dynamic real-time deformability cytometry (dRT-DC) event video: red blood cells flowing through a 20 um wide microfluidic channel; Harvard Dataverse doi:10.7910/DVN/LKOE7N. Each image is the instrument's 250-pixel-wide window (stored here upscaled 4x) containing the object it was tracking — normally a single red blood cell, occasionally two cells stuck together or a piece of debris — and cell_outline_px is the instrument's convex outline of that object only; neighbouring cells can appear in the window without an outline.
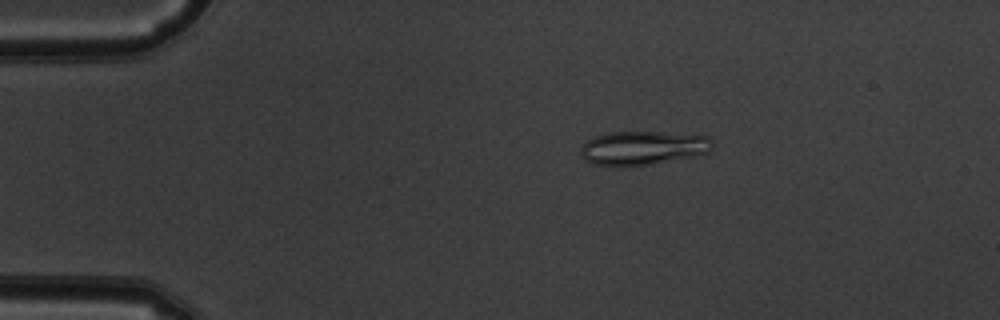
{"species": "common noctule bat (a hibernating species)", "species_latin": "Nyctalus noctula", "temperature_condition": "warm", "stored_images_in_passage": 43, "camera_frame_rate_fps": 3000, "um_per_image_px": 0.085, "animal": {"sex": "male", "body_mass_g": 19.5, "forearm_length_mm": 54.6}, "frame": {"image": 1, "passage_image": 2, "time_ms": 0.333, "image_size_px": [1000, 320], "cell_outline_px": [[712, 144], [708, 152], [648, 164], [592, 164], [584, 160], [580, 152], [580, 148], [588, 140], [596, 136], [608, 132], [660, 132], [708, 136], [712, 140]], "centroid_in_image_um": [54.6, 12.54], "position_along_channel_um": 30.4, "area_um2": 25.03}}
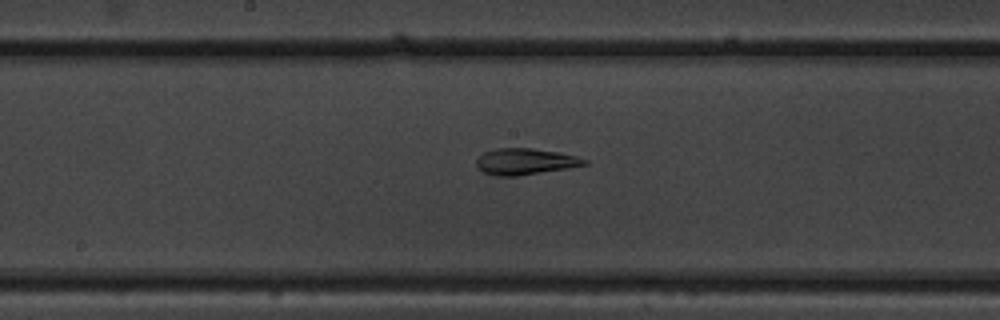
{"frame": {"image": 2, "passage_image": 19, "time_ms": 6.0, "image_size_px": [1000, 320], "cell_outline_px": [[588, 164], [568, 168], [516, 176], [496, 176], [484, 172], [476, 164], [476, 160], [484, 152], [496, 148], [532, 148], [560, 152], [576, 156], [588, 160]], "centroid_in_image_um": [44.66, 13.72], "position_along_channel_um": 203.5, "area_um2": 16.47}}
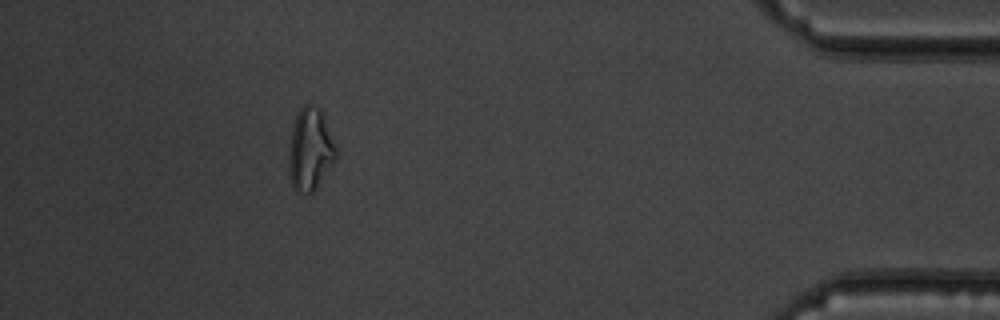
{"frame": {"image": 3, "passage_image": 38, "time_ms": 12.333, "image_size_px": [1000, 320], "cell_outline_px": [[336, 160], [316, 188], [308, 196], [296, 192], [292, 188], [288, 176], [288, 152], [292, 124], [300, 108], [304, 104], [308, 104], [320, 108], [324, 116], [336, 148]], "centroid_in_image_um": [26.33, 12.75], "position_along_channel_um": 408.9, "area_um2": 23.18}, "authors_computed_cell_mechanics": {"area_um2": 17.8602, "velocity_mm_per_s": 4.0378, "shape_relaxation_time_tau1_ms": null, "shape_relaxation_time_tau2_ms": 3.1549, "deformation_change_tau1": null, "deformation_change_tau2": 0.0853}}